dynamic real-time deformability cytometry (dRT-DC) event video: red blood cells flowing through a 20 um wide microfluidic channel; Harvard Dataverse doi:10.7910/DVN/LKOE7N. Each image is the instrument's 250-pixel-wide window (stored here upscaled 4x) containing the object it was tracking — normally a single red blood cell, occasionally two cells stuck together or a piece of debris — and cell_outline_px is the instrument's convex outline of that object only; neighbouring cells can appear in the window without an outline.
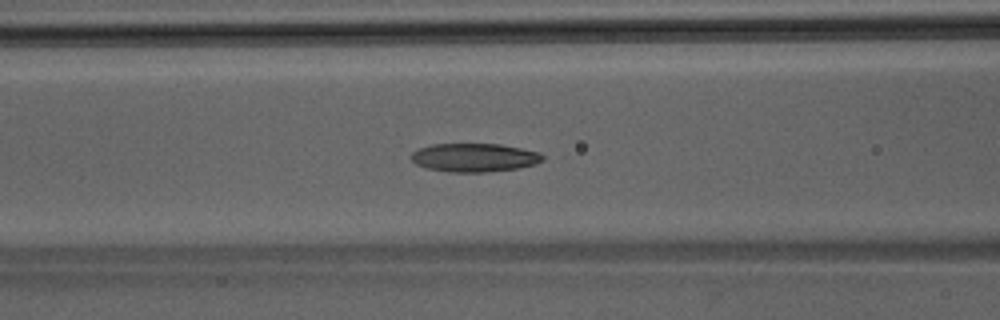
{"species": "Egyptian fruit bat (a non-hibernating species)", "species_latin": "Rousettus aegyptiacus", "temperature_condition": "room temperature", "stored_images_in_passage": 44, "camera_frame_rate_fps": 3000, "um_per_image_px": 0.085, "animal": {"sex": "male"}, "frame": {"image": 1, "passage_image": 17, "time_ms": 5.333, "image_size_px": [1000, 320], "cell_outline_px": [[548, 156], [544, 160], [536, 164], [516, 168], [484, 172], [448, 172], [428, 168], [416, 164], [412, 160], [412, 152], [420, 148], [432, 144], [500, 144], [540, 152]], "centroid_in_image_um": [40.37, 13.39], "position_along_channel_um": 126.2, "area_um2": 21.85}}
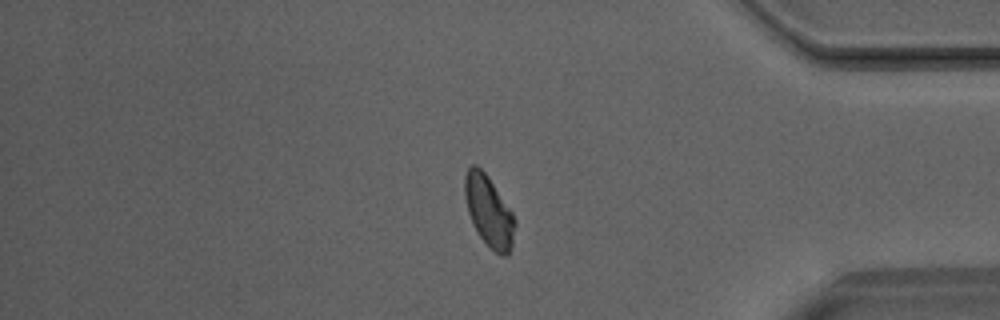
{"frame": {"image": 2, "passage_image": 37, "time_ms": 12.0, "image_size_px": [1000, 320], "cell_outline_px": [[516, 224], [512, 244], [508, 256], [500, 256], [488, 248], [472, 224], [468, 212], [464, 196], [464, 176], [468, 168], [472, 164], [476, 164], [488, 176], [512, 212], [516, 220]], "centroid_in_image_um": [41.55, 17.98], "position_along_channel_um": 393.7, "area_um2": 20.98}}
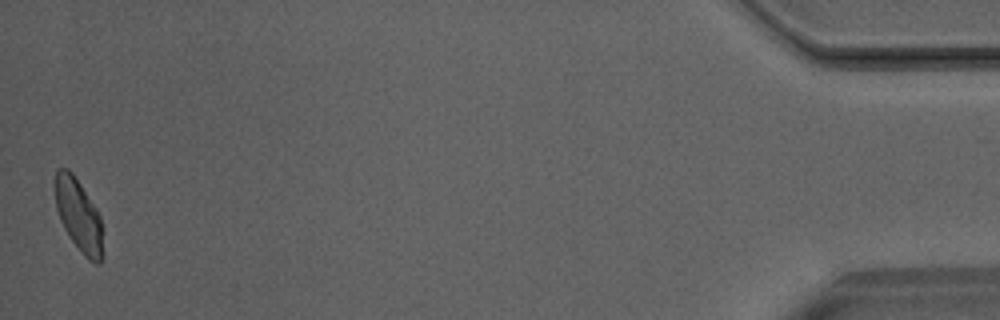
{"frame": {"image": 3, "passage_image": 44, "time_ms": 14.333, "image_size_px": [1000, 320], "cell_outline_px": [[100, 264], [96, 264], [88, 260], [84, 256], [68, 236], [60, 220], [56, 208], [52, 188], [56, 168], [68, 168], [72, 172], [96, 208], [100, 216]], "centroid_in_image_um": [6.58, 18.21], "position_along_channel_um": 428.6, "area_um2": 20.06}}